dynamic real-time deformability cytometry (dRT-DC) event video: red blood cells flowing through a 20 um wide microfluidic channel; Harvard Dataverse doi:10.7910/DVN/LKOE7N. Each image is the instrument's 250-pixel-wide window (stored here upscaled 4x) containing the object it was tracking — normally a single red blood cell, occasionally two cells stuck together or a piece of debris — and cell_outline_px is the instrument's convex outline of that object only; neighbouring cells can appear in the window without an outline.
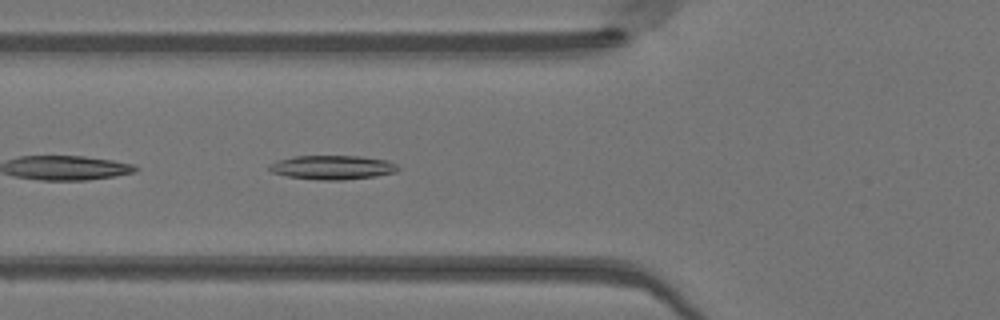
{"species": "Egyptian fruit bat (a non-hibernating species)", "species_latin": "Rousettus aegyptiacus", "temperature_condition": "warm", "stored_images_in_passage": 50, "camera_frame_rate_fps": 3000, "um_per_image_px": 0.085, "animal": {"sex": "female"}, "frame": {"image": 1, "passage_image": 18, "time_ms": 5.667, "image_size_px": [1000, 320], "cell_outline_px": [[400, 168], [396, 172], [376, 176], [344, 180], [320, 180], [288, 176], [272, 172], [268, 168], [268, 164], [276, 160], [292, 156], [360, 156], [388, 160], [396, 164]], "centroid_in_image_um": [28.25, 14.22], "position_along_channel_um": 97.5, "area_um2": 18.21}}
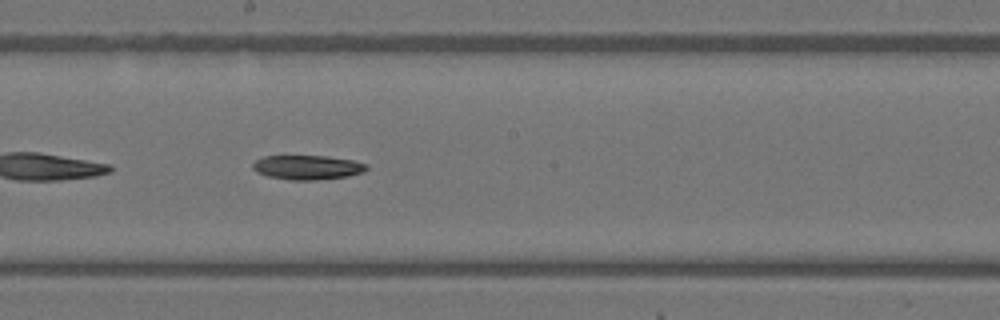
{"frame": {"image": 2, "passage_image": 27, "time_ms": 8.667, "image_size_px": [1000, 320], "cell_outline_px": [[368, 168], [364, 172], [348, 176], [316, 180], [288, 180], [268, 176], [256, 172], [252, 168], [252, 164], [256, 160], [264, 156], [328, 156], [352, 160], [368, 164]], "centroid_in_image_um": [26.14, 14.23], "position_along_channel_um": 222.1, "area_um2": 16.24}}
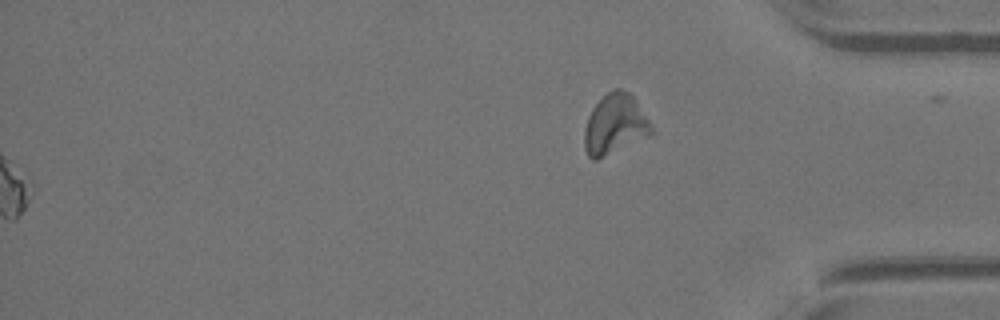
{"frame": {"image": 3, "passage_image": 50, "time_ms": 16.333, "image_size_px": [1000, 320], "cell_outline_px": [[656, 132], [648, 136], [596, 160], [592, 160], [588, 156], [584, 148], [584, 128], [588, 116], [592, 108], [608, 92], [616, 88], [620, 88], [628, 92], [632, 96]], "centroid_in_image_um": [52.25, 10.59], "position_along_channel_um": 383.0, "area_um2": 23.18}}